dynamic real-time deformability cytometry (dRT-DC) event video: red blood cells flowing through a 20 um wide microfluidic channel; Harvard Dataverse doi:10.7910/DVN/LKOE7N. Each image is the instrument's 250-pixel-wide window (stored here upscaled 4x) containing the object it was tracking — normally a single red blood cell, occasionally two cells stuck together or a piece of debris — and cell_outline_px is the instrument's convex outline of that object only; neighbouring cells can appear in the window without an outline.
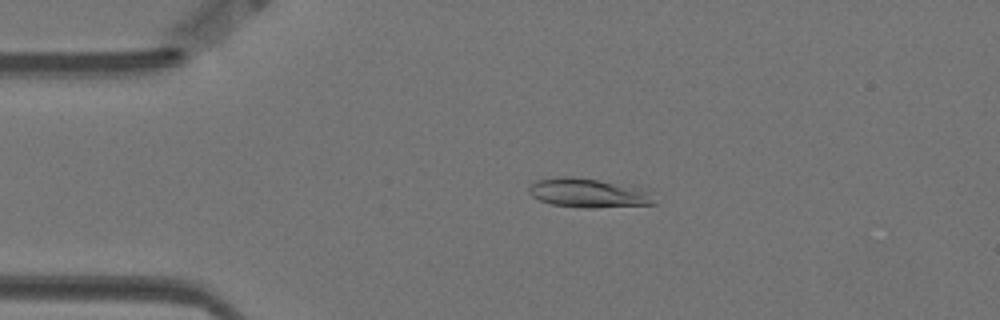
{"species": "Egyptian fruit bat (a non-hibernating species)", "species_latin": "Rousettus aegyptiacus", "temperature_condition": "warm", "stored_images_in_passage": 57, "camera_frame_rate_fps": 3000, "um_per_image_px": 0.085, "animal": {"sex": "female"}, "frame": {"image": 1, "passage_image": 11, "time_ms": 3.333, "image_size_px": [1000, 320], "cell_outline_px": [[656, 204], [592, 208], [580, 208], [552, 204], [540, 200], [532, 196], [528, 192], [528, 188], [536, 180], [556, 176], [568, 176], [596, 180], [648, 188]], "centroid_in_image_um": [50.03, 16.4], "position_along_channel_um": 35.0, "area_um2": 21.44}}
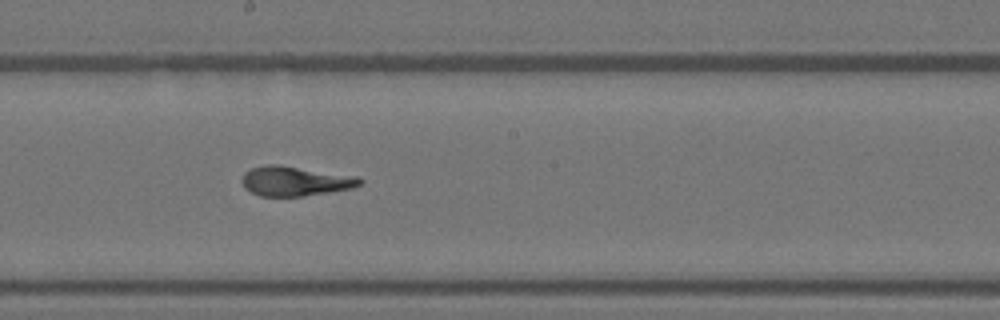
{"frame": {"image": 2, "passage_image": 30, "time_ms": 9.667, "image_size_px": [1000, 320], "cell_outline_px": [[364, 180], [360, 184], [352, 188], [304, 196], [260, 196], [244, 188], [240, 180], [244, 172], [252, 168], [268, 164], [276, 164], [356, 176]], "centroid_in_image_um": [25.04, 15.39], "position_along_channel_um": 223.2, "area_um2": 20.29}}
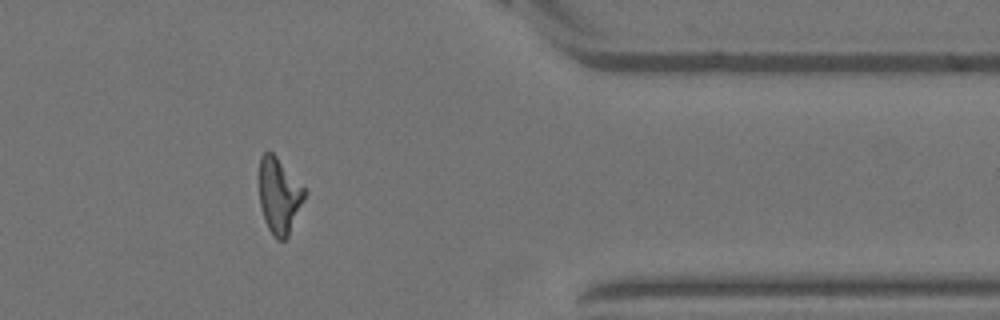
{"frame": {"image": 3, "passage_image": 46, "time_ms": 15.0, "image_size_px": [1000, 320], "cell_outline_px": [[308, 192], [288, 236], [284, 240], [276, 240], [268, 228], [264, 220], [260, 204], [256, 176], [260, 156], [264, 152], [272, 152], [276, 156]], "centroid_in_image_um": [23.68, 16.6], "position_along_channel_um": 387.7, "area_um2": 20.58}}